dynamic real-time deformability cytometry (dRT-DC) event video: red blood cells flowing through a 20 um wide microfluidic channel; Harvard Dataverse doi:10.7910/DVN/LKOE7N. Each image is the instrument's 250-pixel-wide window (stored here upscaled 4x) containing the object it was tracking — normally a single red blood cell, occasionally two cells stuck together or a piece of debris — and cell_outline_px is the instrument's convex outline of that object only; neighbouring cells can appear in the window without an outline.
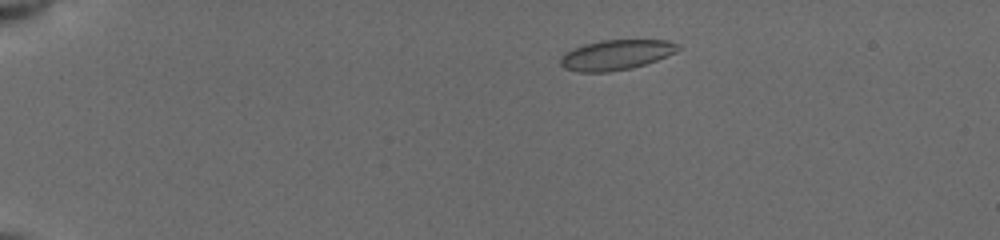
{"species": "common noctule bat (a hibernating species)", "species_latin": "Nyctalus noctula", "temperature_condition": "cold", "stored_images_in_passage": 49, "camera_frame_rate_fps": 3000, "um_per_image_px": 0.085, "animal": {"sex": "female", "body_mass_g": 19.5, "forearm_length_mm": 54.1}, "frame": {"image": 1, "passage_image": 6, "time_ms": 1.667, "image_size_px": [1000, 240], "cell_outline_px": [[680, 48], [676, 52], [656, 60], [632, 68], [608, 72], [580, 72], [564, 68], [560, 64], [560, 56], [564, 52], [572, 48], [584, 44], [600, 40], [668, 40], [680, 44]], "centroid_in_image_um": [52.34, 4.66], "position_along_channel_um": 32.7, "area_um2": 20.75}}
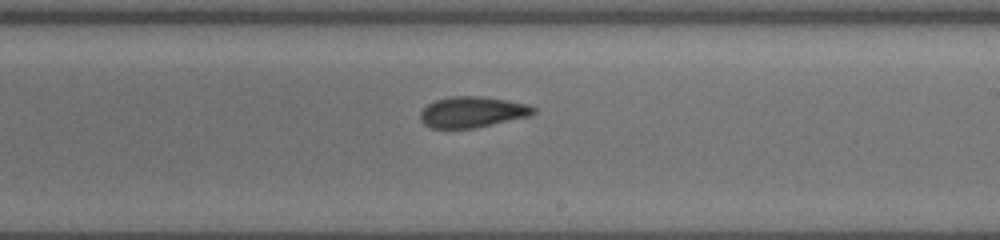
{"frame": {"image": 2, "passage_image": 29, "time_ms": 9.333, "image_size_px": [1000, 240], "cell_outline_px": [[536, 112], [528, 116], [476, 128], [432, 128], [424, 124], [420, 120], [420, 112], [428, 104], [436, 100], [452, 96], [480, 96], [508, 100], [528, 104], [536, 108]], "centroid_in_image_um": [40.15, 9.52], "position_along_channel_um": 248.8, "area_um2": 20.35}}
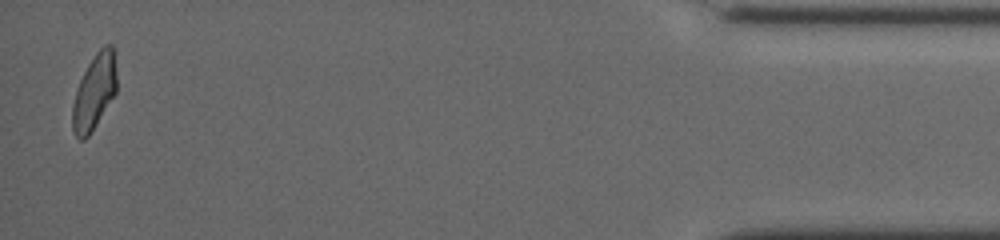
{"frame": {"image": 3, "passage_image": 48, "time_ms": 15.667, "image_size_px": [1000, 240], "cell_outline_px": [[116, 92], [96, 124], [88, 136], [84, 140], [80, 140], [72, 132], [72, 104], [80, 80], [88, 64], [96, 52], [104, 44], [112, 44], [116, 72]], "centroid_in_image_um": [8.0, 7.82], "position_along_channel_um": 427.2, "area_um2": 19.19}, "authors_computed_cell_mechanics": {"area_um2": 20.6346, "velocity_mm_per_s": 3.9229, "shape_relaxation_time_tau1_ms": 3.6538, "shape_relaxation_time_tau2_ms": 2.8408, "deformation_change_tau1": 0.1415, "deformation_change_tau2": 0.093}}